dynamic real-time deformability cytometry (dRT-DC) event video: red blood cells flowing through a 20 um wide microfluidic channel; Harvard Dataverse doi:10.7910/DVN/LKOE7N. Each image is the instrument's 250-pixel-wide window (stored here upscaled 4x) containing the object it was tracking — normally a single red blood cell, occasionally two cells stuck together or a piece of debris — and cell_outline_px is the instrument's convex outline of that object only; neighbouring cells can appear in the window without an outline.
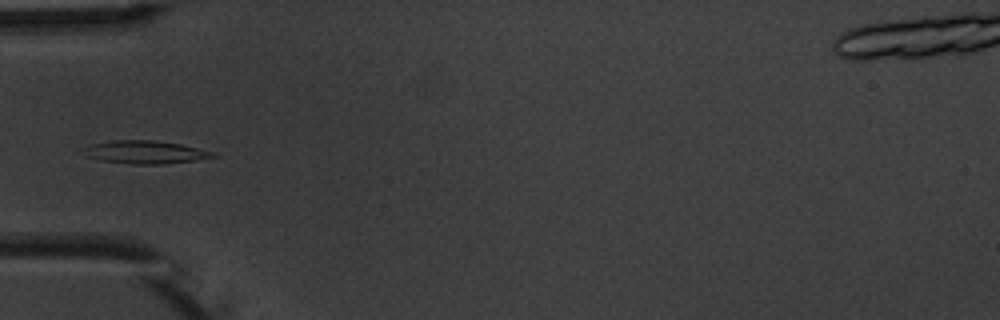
{"species": "common noctule bat (a hibernating species)", "species_latin": "Nyctalus noctula", "temperature_condition": "warm", "stored_images_in_passage": 4, "camera_frame_rate_fps": 3000, "um_per_image_px": 0.085, "animal": {"sex": "male", "body_mass_g": 20.1, "forearm_length_mm": 53.5}, "frame": {"image": 1, "passage_image": 4, "time_ms": 4.333, "image_size_px": [1000, 320], "cell_outline_px": [[216, 156], [192, 160], [164, 164], [132, 164], [100, 160], [88, 156], [80, 148], [88, 144], [112, 140], [152, 140], [180, 144], [216, 152]], "centroid_in_image_um": [12.27, 12.92], "position_along_channel_um": 72.7, "area_um2": 17.28}}